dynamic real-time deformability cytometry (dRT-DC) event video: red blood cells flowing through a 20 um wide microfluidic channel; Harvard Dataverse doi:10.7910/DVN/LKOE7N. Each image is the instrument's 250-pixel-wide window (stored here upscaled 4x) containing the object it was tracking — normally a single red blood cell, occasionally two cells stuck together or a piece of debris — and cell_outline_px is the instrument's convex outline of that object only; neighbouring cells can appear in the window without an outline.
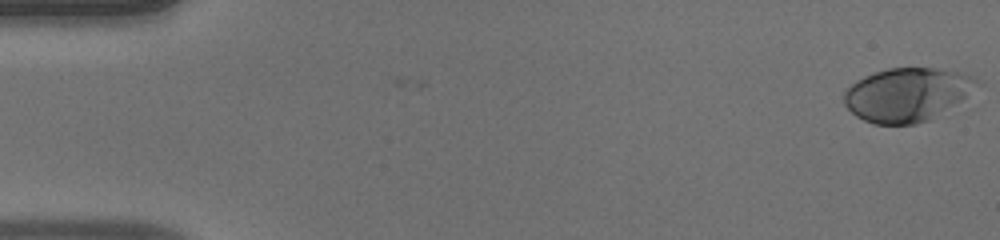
{"species": "human", "species_latin": "Homo sapiens", "temperature_condition": "warm", "stored_images_in_passage": 52, "camera_frame_rate_fps": 3000, "um_per_image_px": 0.085, "donor": {"sex": "male"}, "frame": {"image": 1, "passage_image": 1, "time_ms": 0.0, "image_size_px": [1000, 240], "cell_outline_px": [[984, 84], [960, 100], [928, 120], [916, 124], [872, 124], [856, 116], [844, 104], [844, 92], [856, 80], [864, 76], [888, 68], [932, 68], [960, 72], [972, 76]], "centroid_in_image_um": [77.11, 8.03], "position_along_channel_um": 7.9, "area_um2": 41.21}}
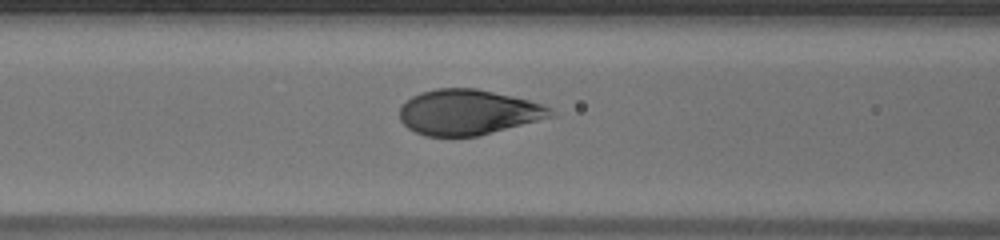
{"frame": {"image": 2, "passage_image": 22, "time_ms": 7.0, "image_size_px": [1000, 240], "cell_outline_px": [[556, 116], [480, 136], [424, 136], [408, 128], [400, 120], [400, 108], [412, 96], [420, 92], [436, 88], [476, 88], [512, 96], [544, 104], [552, 108], [556, 112]], "centroid_in_image_um": [39.84, 9.54], "position_along_channel_um": 126.8, "area_um2": 40.17}}
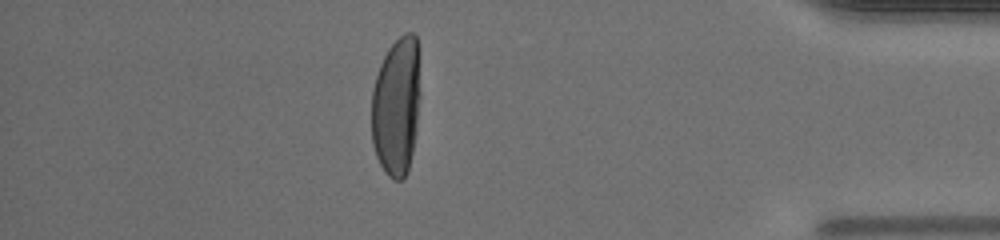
{"frame": {"image": 3, "passage_image": 46, "time_ms": 15.0, "image_size_px": [1000, 240], "cell_outline_px": [[420, 96], [416, 132], [408, 172], [400, 180], [392, 180], [384, 172], [376, 156], [372, 144], [372, 88], [380, 64], [388, 48], [404, 32], [412, 32], [416, 36], [420, 92]], "centroid_in_image_um": [33.69, 9.05], "position_along_channel_um": 401.5, "area_um2": 39.71}, "authors_computed_cell_mechanics": {"area_um2": 40.8068, "velocity_mm_per_s": 3.9216, "shape_relaxation_time_tau1_ms": 4.7382, "shape_relaxation_time_tau2_ms": null, "deformation_change_tau1": 0.2565, "deformation_change_tau2": null}}